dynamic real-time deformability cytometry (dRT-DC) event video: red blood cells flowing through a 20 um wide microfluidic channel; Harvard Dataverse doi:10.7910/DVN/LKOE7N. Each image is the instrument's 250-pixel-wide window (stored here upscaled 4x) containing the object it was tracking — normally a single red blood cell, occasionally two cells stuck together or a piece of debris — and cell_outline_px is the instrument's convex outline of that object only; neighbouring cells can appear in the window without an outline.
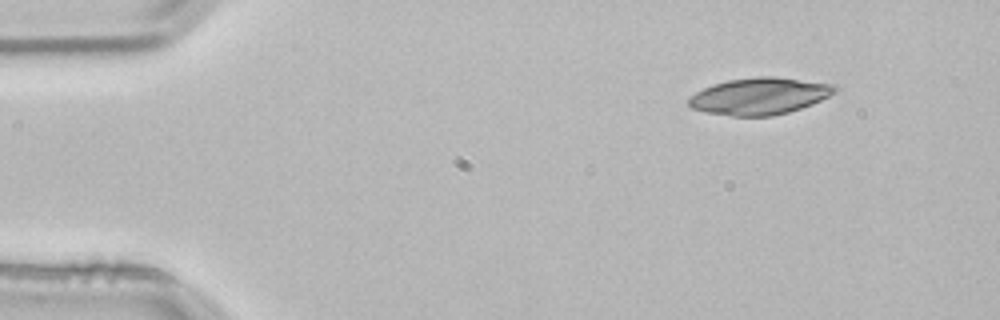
{"species": "common noctule bat (a hibernating species)", "species_latin": "Nyctalus noctula", "temperature_condition": "room temperature", "stored_images_in_passage": 3, "camera_frame_rate_fps": 3000, "um_per_image_px": 0.085, "animal": {"sex": "male", "body_mass_g": 21.5, "forearm_length_mm": 52.0}, "frame": {"image": 1, "passage_image": 1, "time_ms": 0.0, "image_size_px": [1000, 320], "cell_outline_px": [[840, 88], [836, 92], [812, 104], [788, 112], [772, 116], [732, 116], [704, 112], [692, 108], [688, 104], [688, 100], [696, 92], [712, 84], [728, 80], [760, 76], [772, 76], [836, 84]], "centroid_in_image_um": [64.58, 8.17], "position_along_channel_um": 20.4, "area_um2": 31.39}}